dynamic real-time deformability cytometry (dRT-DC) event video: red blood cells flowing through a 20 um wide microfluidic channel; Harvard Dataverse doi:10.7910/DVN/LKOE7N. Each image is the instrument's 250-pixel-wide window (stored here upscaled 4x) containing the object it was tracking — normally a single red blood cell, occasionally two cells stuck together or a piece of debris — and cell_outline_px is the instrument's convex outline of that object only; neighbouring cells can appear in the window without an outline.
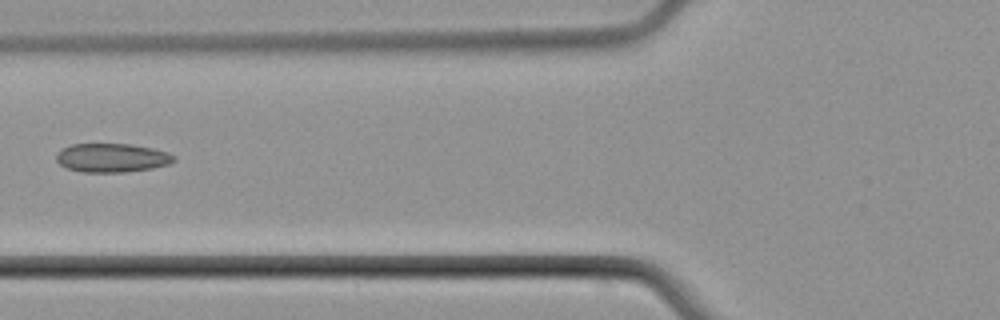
{"species": "common noctule bat (a hibernating species)", "species_latin": "Nyctalus noctula", "temperature_condition": "cold", "stored_images_in_passage": 6, "camera_frame_rate_fps": 3000, "um_per_image_px": 0.085, "animal": {"sex": "male", "body_mass_g": 21.5, "forearm_length_mm": 52.0}, "frame": {"image": 1, "passage_image": 6, "time_ms": 6.0, "image_size_px": [1000, 320], "cell_outline_px": [[176, 160], [168, 164], [152, 168], [124, 172], [84, 172], [68, 168], [60, 164], [56, 160], [56, 156], [64, 148], [72, 144], [132, 144], [152, 148], [168, 152], [176, 156]], "centroid_in_image_um": [9.56, 13.41], "position_along_channel_um": 116.2, "area_um2": 19.59}}